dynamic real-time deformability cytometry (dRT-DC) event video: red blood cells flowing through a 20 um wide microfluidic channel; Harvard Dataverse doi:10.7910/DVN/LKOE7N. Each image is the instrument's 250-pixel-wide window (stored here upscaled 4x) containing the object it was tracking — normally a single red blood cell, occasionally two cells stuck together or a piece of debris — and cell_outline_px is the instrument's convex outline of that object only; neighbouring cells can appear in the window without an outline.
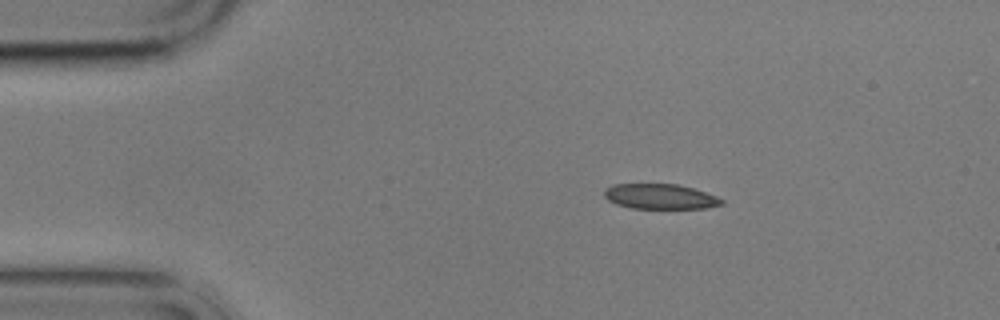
{"species": "common noctule bat (a hibernating species)", "species_latin": "Nyctalus noctula", "temperature_condition": "cold", "stored_images_in_passage": 3, "segment_of_instrument_passage": [2, 2], "camera_frame_rate_fps": 3000, "um_per_image_px": 0.085, "animal": {"sex": "male", "body_mass_g": 17.9}, "frame": {"image": 1, "passage_image": 3, "time_ms": 6.667, "image_size_px": [1000, 320], "cell_outline_px": [[724, 204], [704, 208], [632, 208], [616, 204], [608, 200], [604, 196], [604, 188], [612, 184], [676, 184], [692, 188], [716, 196], [724, 200]], "centroid_in_image_um": [56.08, 16.7], "position_along_channel_um": 28.9, "area_um2": 17.11}}